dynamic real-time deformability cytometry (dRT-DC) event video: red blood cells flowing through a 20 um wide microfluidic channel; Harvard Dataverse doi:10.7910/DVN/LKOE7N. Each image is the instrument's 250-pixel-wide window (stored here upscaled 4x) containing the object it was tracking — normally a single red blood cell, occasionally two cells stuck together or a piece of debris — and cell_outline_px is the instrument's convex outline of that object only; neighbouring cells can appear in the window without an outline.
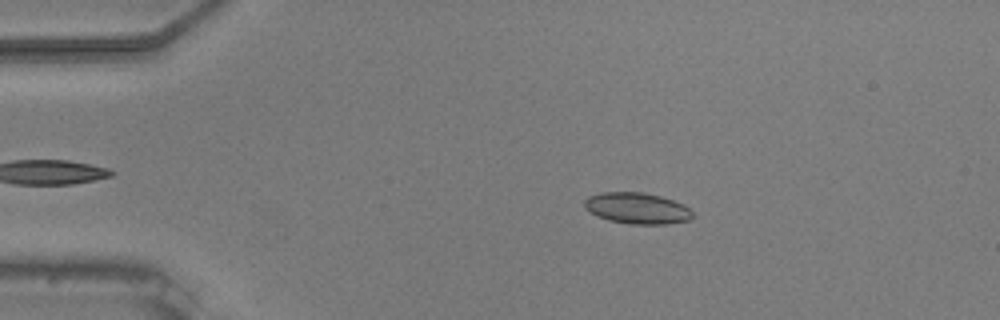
{"species": "common noctule bat (a hibernating species)", "species_latin": "Nyctalus noctula", "temperature_condition": "warm", "stored_images_in_passage": 47, "camera_frame_rate_fps": 3000, "um_per_image_px": 0.085, "animal": {"sex": "male", "body_mass_g": 20.5, "forearm_length_mm": 52.5}, "frame": {"image": 1, "passage_image": 10, "time_ms": 3.0, "image_size_px": [1000, 320], "cell_outline_px": [[692, 216], [688, 220], [664, 224], [628, 224], [608, 220], [584, 208], [584, 200], [588, 196], [600, 192], [644, 192], [660, 196], [684, 204], [692, 212]], "centroid_in_image_um": [54.13, 17.69], "position_along_channel_um": 30.9, "area_um2": 19.54}}
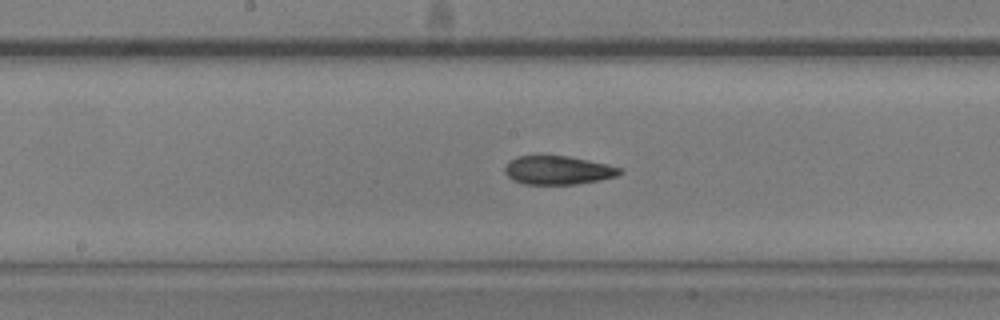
{"frame": {"image": 2, "passage_image": 28, "time_ms": 9.0, "image_size_px": [1000, 320], "cell_outline_px": [[624, 172], [616, 176], [600, 180], [576, 184], [524, 184], [512, 180], [504, 172], [504, 168], [508, 160], [516, 156], [568, 156], [608, 164], [620, 168]], "centroid_in_image_um": [47.4, 14.47], "position_along_channel_um": 200.8, "area_um2": 19.25}}
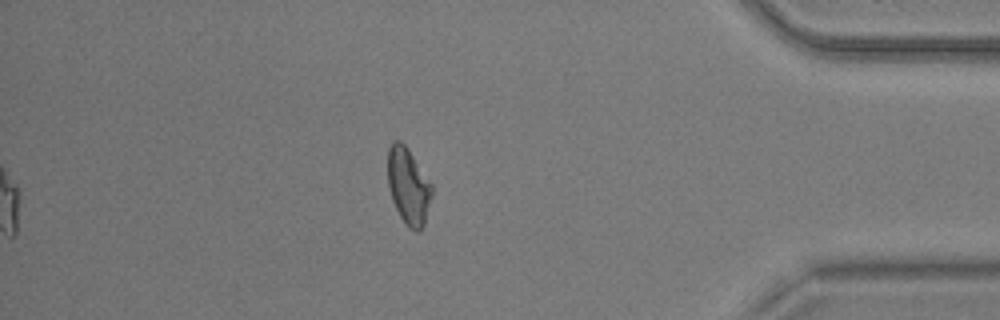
{"frame": {"image": 3, "passage_image": 47, "time_ms": 15.333, "image_size_px": [1000, 320], "cell_outline_px": [[432, 196], [424, 224], [420, 232], [416, 232], [408, 228], [404, 224], [392, 200], [388, 184], [388, 148], [392, 140], [400, 140], [408, 148], [432, 184]], "centroid_in_image_um": [34.71, 15.83], "position_along_channel_um": 400.5, "area_um2": 19.83}, "authors_computed_cell_mechanics": {"area_um2": 19.3052, "velocity_mm_per_s": 3.7166, "shape_relaxation_time_tau1_ms": 6.0809, "shape_relaxation_time_tau2_ms": 3.0567, "deformation_change_tau1": 0.1358, "deformation_change_tau2": 0.1054}}